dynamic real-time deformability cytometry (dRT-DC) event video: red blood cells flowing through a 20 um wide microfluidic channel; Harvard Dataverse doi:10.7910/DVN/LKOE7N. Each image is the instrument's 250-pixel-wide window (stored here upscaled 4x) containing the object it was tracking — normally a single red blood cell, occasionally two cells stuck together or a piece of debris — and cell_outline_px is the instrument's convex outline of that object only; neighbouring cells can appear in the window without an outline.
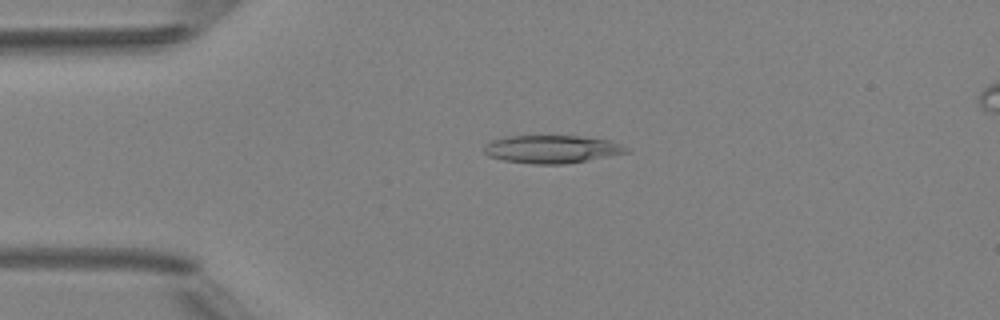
{"species": "Egyptian fruit bat (a non-hibernating species)", "species_latin": "Rousettus aegyptiacus", "temperature_condition": "room temperature", "stored_images_in_passage": 2, "camera_frame_rate_fps": 3000, "um_per_image_px": 0.085, "animal": {"sex": "female"}, "frame": {"image": 1, "passage_image": 1, "time_ms": 0.0, "image_size_px": [1000, 320], "cell_outline_px": [[628, 152], [588, 160], [564, 164], [532, 164], [504, 160], [488, 156], [484, 152], [484, 148], [492, 140], [504, 136], [580, 136], [608, 140], [620, 144], [628, 148]], "centroid_in_image_um": [46.88, 12.68], "position_along_channel_um": 38.1, "area_um2": 22.95}}